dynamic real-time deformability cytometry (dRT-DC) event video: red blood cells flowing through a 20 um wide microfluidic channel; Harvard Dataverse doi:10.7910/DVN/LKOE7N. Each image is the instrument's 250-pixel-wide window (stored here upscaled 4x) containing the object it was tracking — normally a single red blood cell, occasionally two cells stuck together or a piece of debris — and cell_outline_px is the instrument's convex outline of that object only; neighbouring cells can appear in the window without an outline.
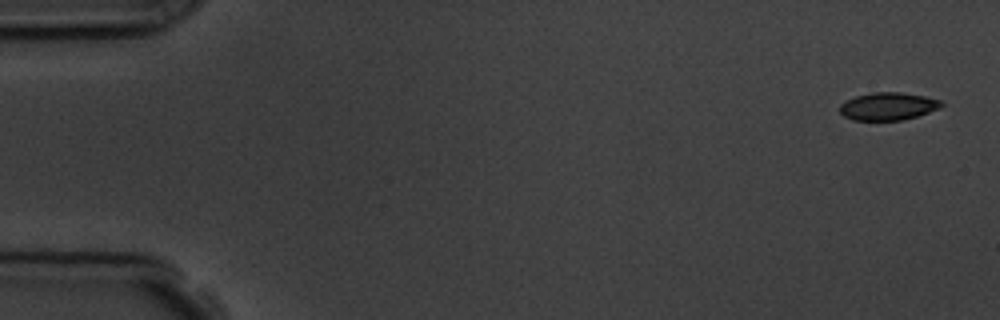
{"species": "common noctule bat (a hibernating species)", "species_latin": "Nyctalus noctula", "temperature_condition": "room temperature", "stored_images_in_passage": 5, "camera_frame_rate_fps": 3000, "um_per_image_px": 0.085, "animal": {"sex": "male", "body_mass_g": 19.5, "forearm_length_mm": 54.6}, "frame": {"image": 1, "passage_image": 1, "time_ms": 0.0, "image_size_px": [1000, 320], "cell_outline_px": [[944, 104], [940, 108], [904, 120], [852, 120], [844, 116], [840, 112], [840, 104], [856, 96], [872, 92], [900, 92], [924, 96], [940, 100]], "centroid_in_image_um": [75.48, 9.03], "position_along_channel_um": 9.5, "area_um2": 16.3}}
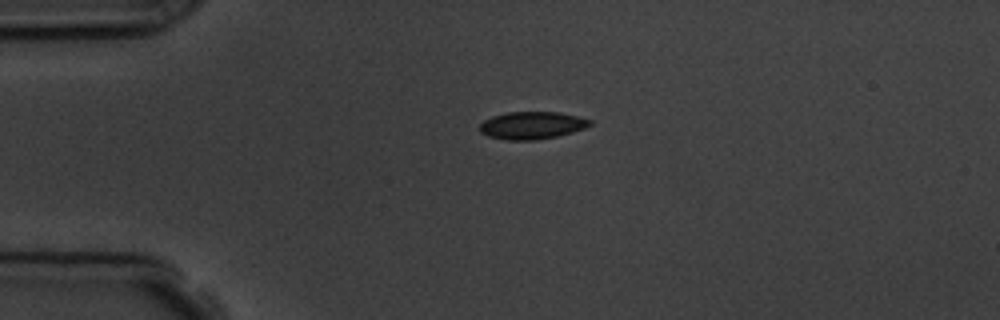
{"frame": {"image": 2, "passage_image": 4, "time_ms": 3.667, "image_size_px": [1000, 320], "cell_outline_px": [[592, 124], [584, 128], [572, 132], [556, 136], [536, 140], [508, 140], [488, 136], [480, 132], [480, 124], [484, 120], [492, 116], [508, 112], [560, 112], [580, 116], [592, 120]], "centroid_in_image_um": [45.23, 10.65], "position_along_channel_um": 39.8, "area_um2": 17.69}}